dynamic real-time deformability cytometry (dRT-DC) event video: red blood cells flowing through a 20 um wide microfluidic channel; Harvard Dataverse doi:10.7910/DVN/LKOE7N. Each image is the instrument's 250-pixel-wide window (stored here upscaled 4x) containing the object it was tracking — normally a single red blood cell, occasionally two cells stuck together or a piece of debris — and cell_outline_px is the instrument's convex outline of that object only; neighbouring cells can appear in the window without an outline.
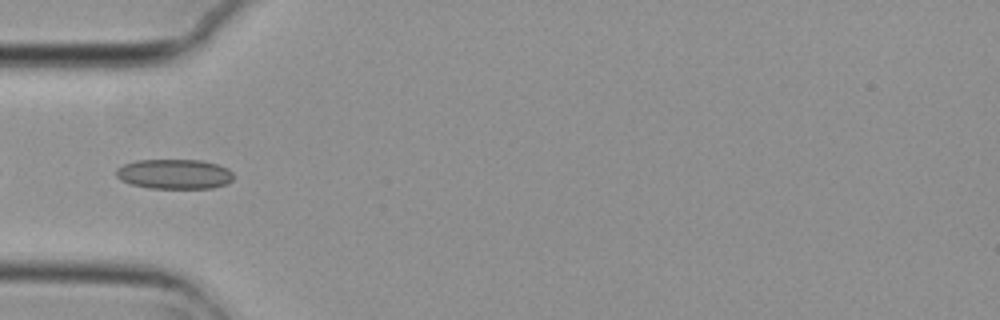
{"species": "common noctule bat (a hibernating species)", "species_latin": "Nyctalus noctula", "temperature_condition": "cold", "stored_images_in_passage": 7, "camera_frame_rate_fps": 3000, "um_per_image_px": 0.085, "animal": {"sex": "female", "body_mass_g": 29.2, "forearm_length_mm": 56.3}, "frame": {"image": 1, "passage_image": 5, "time_ms": 1.333, "image_size_px": [1000, 320], "cell_outline_px": [[232, 180], [228, 184], [212, 188], [148, 188], [132, 184], [120, 180], [116, 176], [116, 168], [124, 164], [136, 160], [200, 160], [216, 164], [228, 168], [232, 172]], "centroid_in_image_um": [14.81, 14.79], "position_along_channel_um": 70.2, "area_um2": 20.46}}
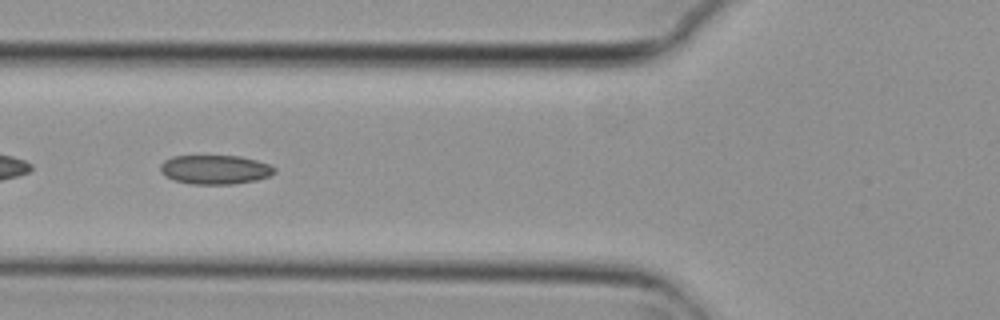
{"frame": {"image": 2, "passage_image": 6, "time_ms": 1.667, "image_size_px": [1000, 320], "cell_outline_px": [[276, 172], [268, 176], [256, 180], [232, 184], [192, 184], [172, 180], [164, 176], [160, 172], [160, 164], [164, 160], [172, 156], [240, 156], [272, 164], [276, 168]], "centroid_in_image_um": [18.27, 14.41], "position_along_channel_um": 107.5, "area_um2": 19.59}}
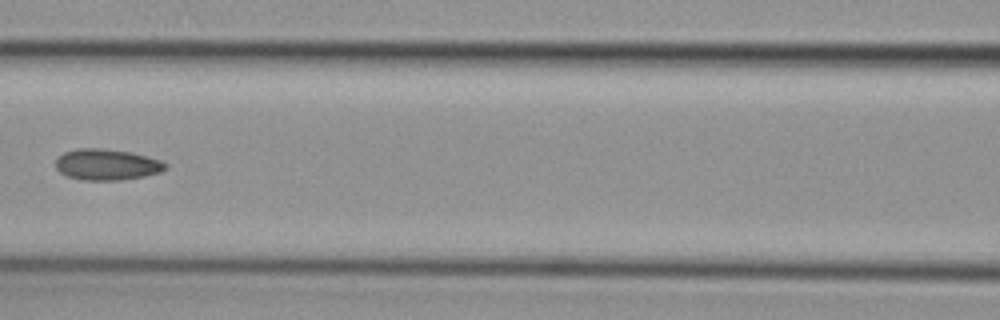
{"frame": {"image": 3, "passage_image": 7, "time_ms": 2.0, "image_size_px": [1000, 320], "cell_outline_px": [[168, 168], [160, 172], [144, 176], [120, 180], [84, 180], [68, 176], [60, 172], [56, 168], [56, 160], [64, 152], [76, 148], [100, 148], [132, 152], [160, 160], [168, 164]], "centroid_in_image_um": [9.1, 13.98], "position_along_channel_um": 157.5, "area_um2": 19.88}}